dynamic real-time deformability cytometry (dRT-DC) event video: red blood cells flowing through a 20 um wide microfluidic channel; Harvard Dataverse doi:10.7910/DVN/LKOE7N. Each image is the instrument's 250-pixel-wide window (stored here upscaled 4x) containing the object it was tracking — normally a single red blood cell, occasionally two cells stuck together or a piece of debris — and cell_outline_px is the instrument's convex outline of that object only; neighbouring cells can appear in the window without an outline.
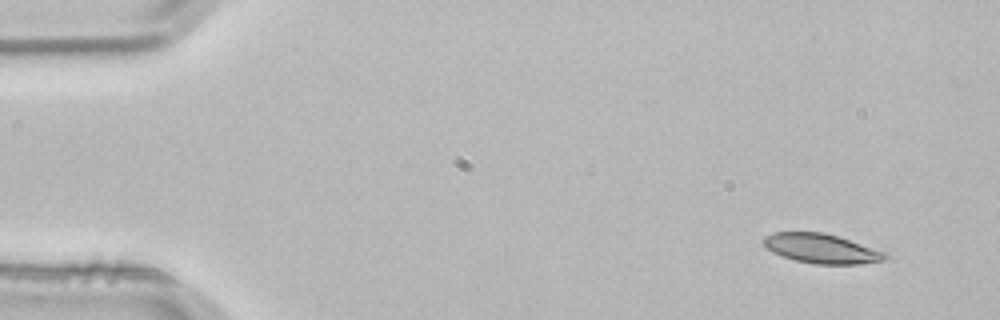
{"species": "common noctule bat (a hibernating species)", "species_latin": "Nyctalus noctula", "temperature_condition": "room temperature", "stored_images_in_passage": 3, "camera_frame_rate_fps": 3000, "um_per_image_px": 0.085, "animal": {"sex": "male", "body_mass_g": 21.5, "forearm_length_mm": 52.0}, "frame": {"image": 1, "passage_image": 1, "time_ms": 0.0, "image_size_px": [1000, 320], "cell_outline_px": [[888, 256], [884, 260], [856, 264], [816, 264], [796, 260], [772, 252], [764, 244], [764, 236], [772, 232], [824, 232], [884, 252]], "centroid_in_image_um": [69.77, 21.12], "position_along_channel_um": 15.2, "area_um2": 20.4}}